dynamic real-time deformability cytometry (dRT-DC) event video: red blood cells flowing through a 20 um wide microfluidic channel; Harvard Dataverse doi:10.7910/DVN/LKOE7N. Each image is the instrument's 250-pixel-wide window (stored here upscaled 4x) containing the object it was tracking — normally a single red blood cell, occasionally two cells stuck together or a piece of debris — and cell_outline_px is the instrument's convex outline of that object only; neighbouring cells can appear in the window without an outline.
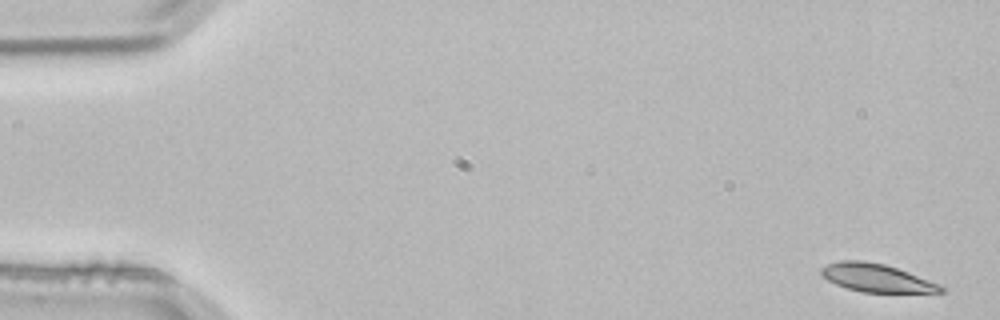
{"species": "common noctule bat (a hibernating species)", "species_latin": "Nyctalus noctula", "temperature_condition": "room temperature", "stored_images_in_passage": 3, "camera_frame_rate_fps": 3000, "um_per_image_px": 0.085, "animal": {"sex": "male", "body_mass_g": 21.5, "forearm_length_mm": 52.0}, "frame": {"image": 1, "passage_image": 1, "time_ms": 0.0, "image_size_px": [1000, 320], "cell_outline_px": [[944, 292], [860, 292], [836, 284], [820, 276], [820, 268], [828, 264], [840, 260], [864, 260], [884, 264], [908, 272], [940, 284], [944, 288]], "centroid_in_image_um": [74.46, 23.61], "position_along_channel_um": 10.5, "area_um2": 19.48}}
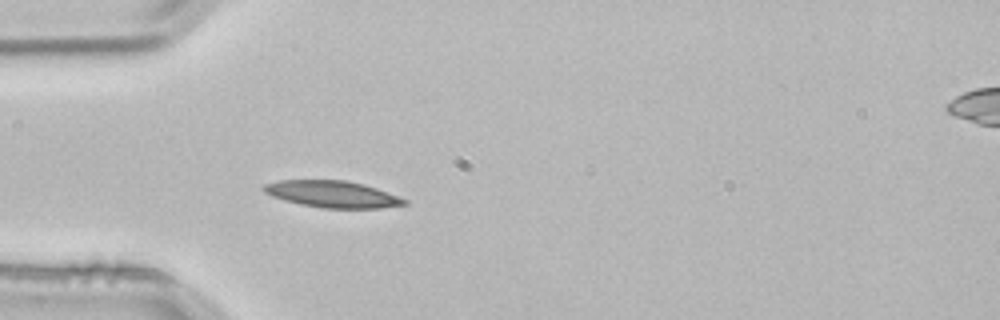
{"frame": {"image": 2, "passage_image": 3, "time_ms": 0.667, "image_size_px": [1000, 320], "cell_outline_px": [[408, 204], [380, 208], [324, 208], [300, 204], [284, 200], [272, 196], [264, 192], [260, 188], [264, 184], [280, 180], [344, 180], [364, 184], [376, 188], [408, 200]], "centroid_in_image_um": [28.23, 16.5], "position_along_channel_um": 56.8, "area_um2": 21.85}}